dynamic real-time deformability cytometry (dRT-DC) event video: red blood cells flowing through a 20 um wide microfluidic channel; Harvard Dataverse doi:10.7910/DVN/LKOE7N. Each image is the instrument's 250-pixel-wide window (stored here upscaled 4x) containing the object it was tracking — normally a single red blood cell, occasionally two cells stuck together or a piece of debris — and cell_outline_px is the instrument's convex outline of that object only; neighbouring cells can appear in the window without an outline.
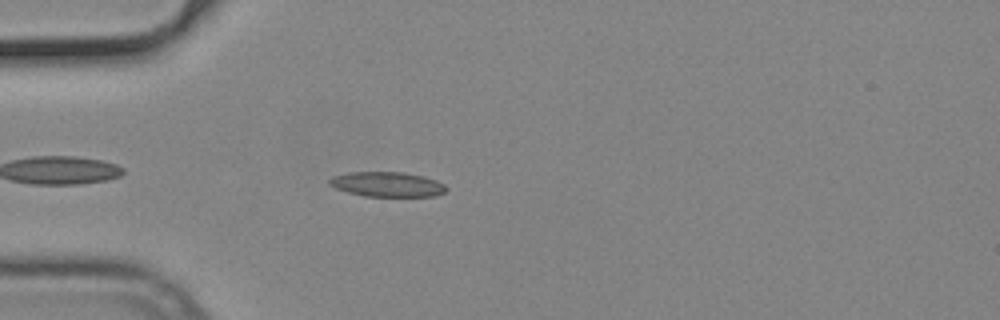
{"species": "common noctule bat (a hibernating species)", "species_latin": "Nyctalus noctula", "temperature_condition": "cold", "stored_images_in_passage": 8, "camera_frame_rate_fps": 3000, "um_per_image_px": 0.085, "animal": {"sex": "male", "body_mass_g": 19.2, "forearm_length_mm": 51.8}, "frame": {"image": 1, "passage_image": 4, "time_ms": 1.0, "image_size_px": [1000, 320], "cell_outline_px": [[448, 188], [444, 192], [436, 196], [364, 196], [348, 192], [336, 188], [328, 184], [328, 180], [332, 176], [348, 172], [404, 172], [424, 176], [436, 180], [444, 184]], "centroid_in_image_um": [32.91, 15.66], "position_along_channel_um": 52.1, "area_um2": 16.99}}